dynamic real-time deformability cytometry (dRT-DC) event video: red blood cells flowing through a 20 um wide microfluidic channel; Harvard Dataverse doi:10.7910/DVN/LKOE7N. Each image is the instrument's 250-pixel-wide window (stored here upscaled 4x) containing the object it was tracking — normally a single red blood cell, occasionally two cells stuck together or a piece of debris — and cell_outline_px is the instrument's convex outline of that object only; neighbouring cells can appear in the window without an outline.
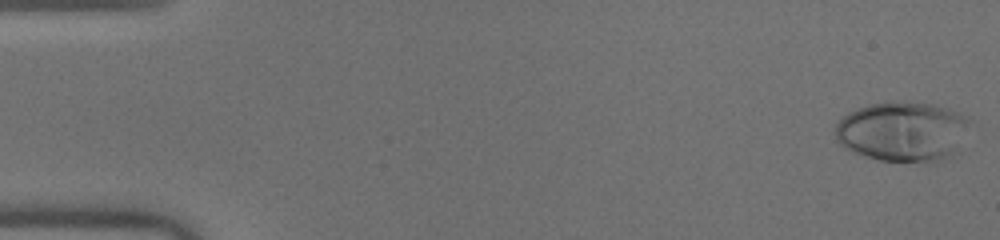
{"species": "human", "species_latin": "Homo sapiens", "temperature_condition": "warm", "stored_images_in_passage": 50, "camera_frame_rate_fps": 3000, "um_per_image_px": 0.085, "donor": {"sex": "male"}, "frame": {"image": 1, "passage_image": 1, "time_ms": 0.0, "image_size_px": [1000, 240], "cell_outline_px": [[976, 120], [952, 152], [948, 156], [940, 160], [928, 164], [880, 160], [864, 156], [852, 152], [844, 148], [836, 140], [836, 124], [848, 112], [856, 108], [868, 104], [892, 100], [900, 100], [932, 104], [948, 108]], "centroid_in_image_um": [76.73, 11.16], "position_along_channel_um": 8.3, "area_um2": 47.86}}
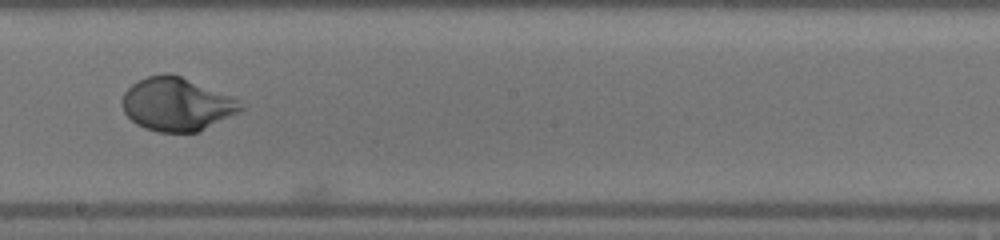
{"frame": {"image": 2, "passage_image": 29, "time_ms": 9.333, "image_size_px": [1000, 240], "cell_outline_px": [[244, 108], [200, 132], [160, 132], [144, 128], [136, 124], [124, 112], [124, 92], [132, 84], [148, 76], [164, 72], [172, 72], [240, 96]], "centroid_in_image_um": [15.12, 8.82], "position_along_channel_um": 233.1, "area_um2": 37.57}}
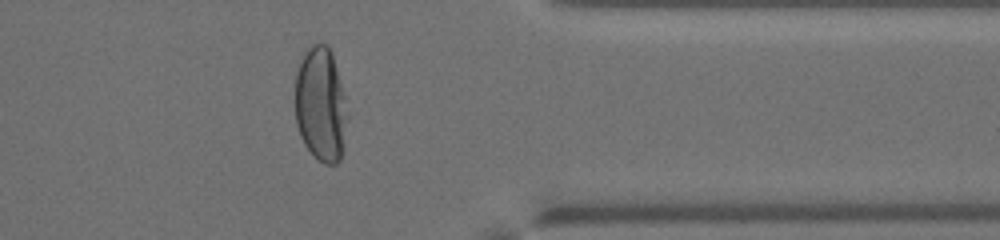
{"frame": {"image": 3, "passage_image": 41, "time_ms": 13.333, "image_size_px": [1000, 240], "cell_outline_px": [[348, 116], [344, 148], [340, 160], [336, 164], [324, 164], [304, 144], [300, 136], [296, 124], [296, 72], [304, 48], [312, 44], [328, 44], [332, 52], [344, 96]], "centroid_in_image_um": [27.27, 8.87], "position_along_channel_um": 384.1, "area_um2": 35.14}, "authors_computed_cell_mechanics": {"area_um2": 37.9746, "velocity_mm_per_s": 4.034, "shape_relaxation_time_tau1_ms": 3.1562, "shape_relaxation_time_tau2_ms": null, "deformation_change_tau1": 0.217, "deformation_change_tau2": null}}